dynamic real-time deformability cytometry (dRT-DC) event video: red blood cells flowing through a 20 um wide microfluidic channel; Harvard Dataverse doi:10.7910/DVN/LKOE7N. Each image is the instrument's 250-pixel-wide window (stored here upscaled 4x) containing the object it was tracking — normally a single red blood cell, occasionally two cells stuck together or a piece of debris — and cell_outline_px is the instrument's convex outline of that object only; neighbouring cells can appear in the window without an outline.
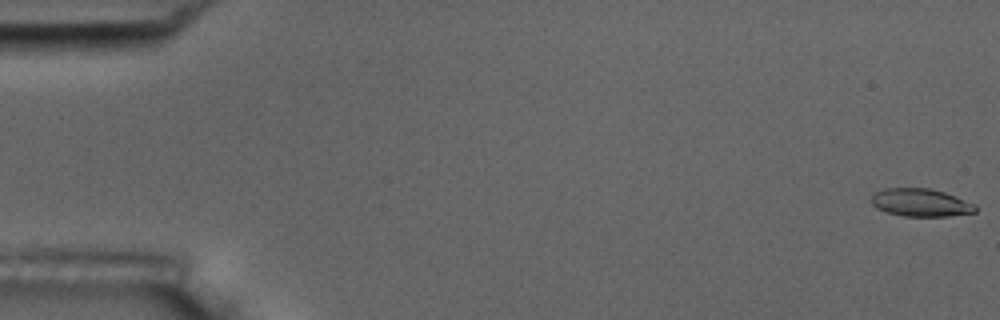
{"species": "common noctule bat (a hibernating species)", "species_latin": "Nyctalus noctula", "temperature_condition": "room temperature", "stored_images_in_passage": 57, "camera_frame_rate_fps": 3000, "um_per_image_px": 0.085, "animal": {"sex": "male", "body_mass_g": 17.5, "forearm_length_mm": 52.3}, "frame": {"image": 1, "passage_image": 1, "time_ms": 0.0, "image_size_px": [1000, 320], "cell_outline_px": [[976, 212], [948, 216], [904, 216], [888, 212], [876, 208], [872, 204], [872, 196], [876, 192], [884, 188], [928, 188], [944, 192], [956, 196], [976, 204]], "centroid_in_image_um": [78.28, 17.22], "position_along_channel_um": 6.7, "area_um2": 16.82}}
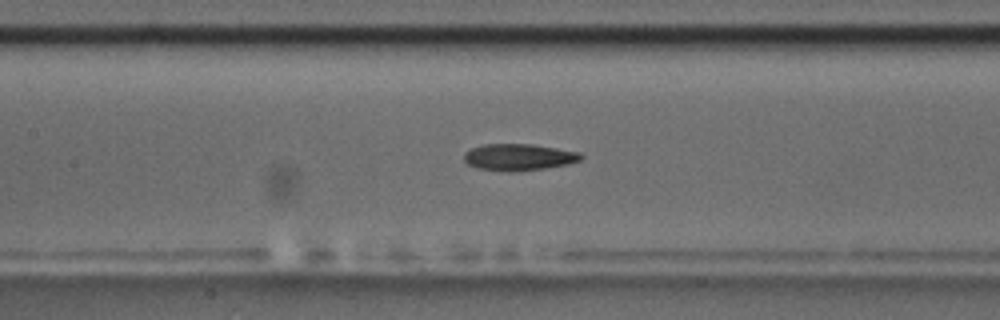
{"frame": {"image": 2, "passage_image": 26, "time_ms": 8.333, "image_size_px": [1000, 320], "cell_outline_px": [[584, 156], [580, 160], [568, 164], [544, 168], [512, 172], [508, 172], [480, 168], [468, 164], [464, 160], [464, 152], [472, 148], [484, 144], [532, 144], [580, 152]], "centroid_in_image_um": [44.1, 13.35], "position_along_channel_um": 163.3, "area_um2": 18.09}}
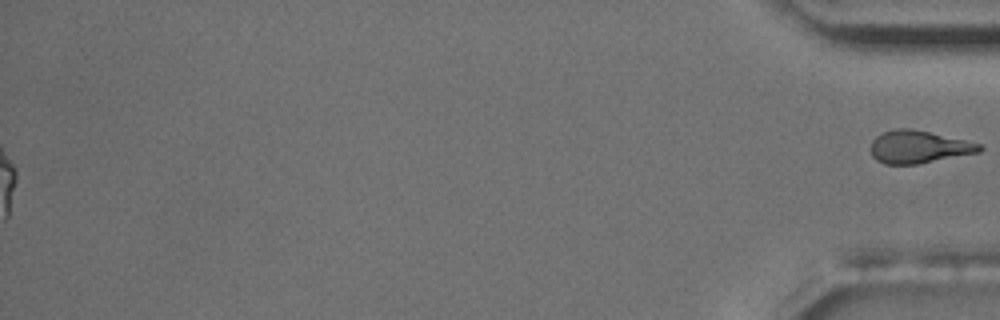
{"frame": {"image": 3, "passage_image": 57, "time_ms": 18.667, "image_size_px": [1000, 320], "cell_outline_px": [[984, 148], [980, 152], [916, 164], [884, 164], [876, 160], [872, 156], [868, 148], [872, 140], [876, 136], [884, 132], [896, 128], [912, 128], [964, 140], [980, 144]], "centroid_in_image_um": [78.03, 12.49], "position_along_channel_um": 357.2, "area_um2": 20.69}}